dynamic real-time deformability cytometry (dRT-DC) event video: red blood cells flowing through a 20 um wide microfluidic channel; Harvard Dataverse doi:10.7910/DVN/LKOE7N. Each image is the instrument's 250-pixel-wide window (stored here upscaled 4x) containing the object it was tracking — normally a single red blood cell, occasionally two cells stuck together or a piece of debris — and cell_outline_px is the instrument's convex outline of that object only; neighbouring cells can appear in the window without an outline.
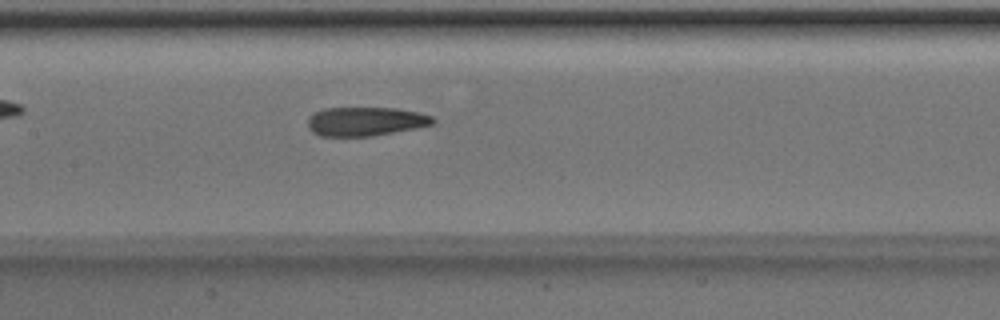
{"species": "Egyptian fruit bat (a non-hibernating species)", "species_latin": "Rousettus aegyptiacus", "temperature_condition": "room temperature", "stored_images_in_passage": 40, "camera_frame_rate_fps": 3000, "um_per_image_px": 0.085, "animal": {"sex": "male"}, "frame": {"image": 1, "passage_image": 14, "time_ms": 4.333, "image_size_px": [1000, 320], "cell_outline_px": [[436, 120], [432, 124], [416, 128], [372, 136], [320, 136], [312, 132], [308, 128], [308, 120], [316, 112], [324, 108], [396, 108], [416, 112], [432, 116]], "centroid_in_image_um": [31.06, 10.32], "position_along_channel_um": 176.3, "area_um2": 20.92}}
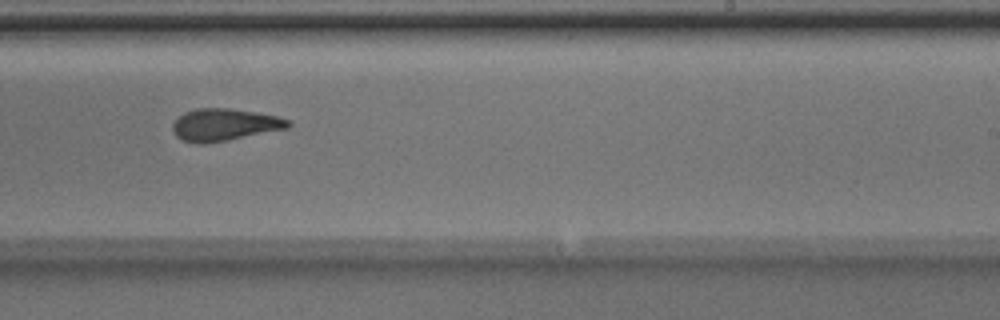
{"frame": {"image": 2, "passage_image": 21, "time_ms": 6.667, "image_size_px": [1000, 320], "cell_outline_px": [[292, 124], [288, 128], [228, 140], [204, 144], [196, 144], [180, 140], [172, 132], [172, 124], [184, 112], [196, 108], [228, 108], [276, 116], [288, 120]], "centroid_in_image_um": [19.02, 10.62], "position_along_channel_um": 270.0, "area_um2": 21.62}}
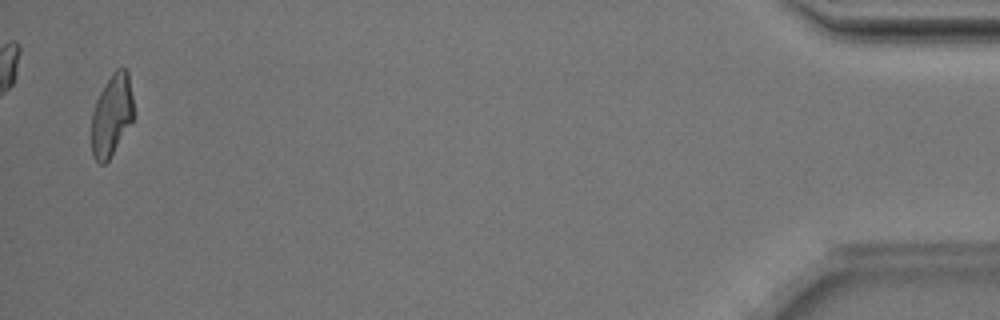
{"frame": {"image": 3, "passage_image": 39, "time_ms": 12.667, "image_size_px": [1000, 320], "cell_outline_px": [[132, 120], [108, 160], [104, 164], [100, 164], [92, 156], [92, 112], [96, 100], [104, 84], [112, 72], [116, 68], [128, 68], [132, 96]], "centroid_in_image_um": [9.47, 9.74], "position_along_channel_um": 425.7, "area_um2": 19.77}, "authors_computed_cell_mechanics": {"area_um2": 21.5883, "velocity_mm_per_s": 4.0289, "shape_relaxation_time_tau1_ms": 3.8143, "shape_relaxation_time_tau2_ms": 2.077, "deformation_change_tau1": 0.1734, "deformation_change_tau2": 0.1101}}